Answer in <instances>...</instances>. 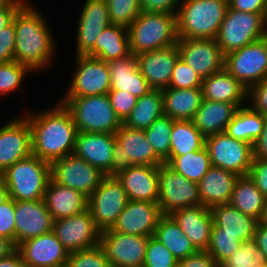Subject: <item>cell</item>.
Wrapping results in <instances>:
<instances>
[{
	"label": "cell",
	"mask_w": 267,
	"mask_h": 267,
	"mask_svg": "<svg viewBox=\"0 0 267 267\" xmlns=\"http://www.w3.org/2000/svg\"><path fill=\"white\" fill-rule=\"evenodd\" d=\"M31 129L32 154L52 164L73 154L77 129L70 111L60 101L53 108L26 114Z\"/></svg>",
	"instance_id": "6da1fadb"
},
{
	"label": "cell",
	"mask_w": 267,
	"mask_h": 267,
	"mask_svg": "<svg viewBox=\"0 0 267 267\" xmlns=\"http://www.w3.org/2000/svg\"><path fill=\"white\" fill-rule=\"evenodd\" d=\"M28 1L12 19L16 34L14 60L36 72L50 65L56 43L45 17Z\"/></svg>",
	"instance_id": "7a4b0ae2"
},
{
	"label": "cell",
	"mask_w": 267,
	"mask_h": 267,
	"mask_svg": "<svg viewBox=\"0 0 267 267\" xmlns=\"http://www.w3.org/2000/svg\"><path fill=\"white\" fill-rule=\"evenodd\" d=\"M225 0H182L177 11L178 39H215L225 18Z\"/></svg>",
	"instance_id": "3957f363"
},
{
	"label": "cell",
	"mask_w": 267,
	"mask_h": 267,
	"mask_svg": "<svg viewBox=\"0 0 267 267\" xmlns=\"http://www.w3.org/2000/svg\"><path fill=\"white\" fill-rule=\"evenodd\" d=\"M127 29L134 55L172 46L178 40L177 13L141 11Z\"/></svg>",
	"instance_id": "277c9868"
},
{
	"label": "cell",
	"mask_w": 267,
	"mask_h": 267,
	"mask_svg": "<svg viewBox=\"0 0 267 267\" xmlns=\"http://www.w3.org/2000/svg\"><path fill=\"white\" fill-rule=\"evenodd\" d=\"M0 176L10 198L17 201L40 200L51 178V164L31 154L8 167Z\"/></svg>",
	"instance_id": "5b68a950"
},
{
	"label": "cell",
	"mask_w": 267,
	"mask_h": 267,
	"mask_svg": "<svg viewBox=\"0 0 267 267\" xmlns=\"http://www.w3.org/2000/svg\"><path fill=\"white\" fill-rule=\"evenodd\" d=\"M60 102L70 111L77 132L115 134L123 124L107 94L63 97Z\"/></svg>",
	"instance_id": "8992f818"
},
{
	"label": "cell",
	"mask_w": 267,
	"mask_h": 267,
	"mask_svg": "<svg viewBox=\"0 0 267 267\" xmlns=\"http://www.w3.org/2000/svg\"><path fill=\"white\" fill-rule=\"evenodd\" d=\"M115 137L111 176H116L133 165L159 166L165 163L155 153L144 131L131 129L122 124Z\"/></svg>",
	"instance_id": "52a82bcc"
},
{
	"label": "cell",
	"mask_w": 267,
	"mask_h": 267,
	"mask_svg": "<svg viewBox=\"0 0 267 267\" xmlns=\"http://www.w3.org/2000/svg\"><path fill=\"white\" fill-rule=\"evenodd\" d=\"M265 36L266 23L262 14L242 12L228 6L215 40L226 55Z\"/></svg>",
	"instance_id": "ba28073f"
},
{
	"label": "cell",
	"mask_w": 267,
	"mask_h": 267,
	"mask_svg": "<svg viewBox=\"0 0 267 267\" xmlns=\"http://www.w3.org/2000/svg\"><path fill=\"white\" fill-rule=\"evenodd\" d=\"M224 68L245 89L267 78V36L225 55Z\"/></svg>",
	"instance_id": "9c48e42d"
},
{
	"label": "cell",
	"mask_w": 267,
	"mask_h": 267,
	"mask_svg": "<svg viewBox=\"0 0 267 267\" xmlns=\"http://www.w3.org/2000/svg\"><path fill=\"white\" fill-rule=\"evenodd\" d=\"M157 203L163 215L178 209L203 205L198 184L175 172L166 163L159 165Z\"/></svg>",
	"instance_id": "30bf717a"
},
{
	"label": "cell",
	"mask_w": 267,
	"mask_h": 267,
	"mask_svg": "<svg viewBox=\"0 0 267 267\" xmlns=\"http://www.w3.org/2000/svg\"><path fill=\"white\" fill-rule=\"evenodd\" d=\"M129 199L116 176L105 175L88 198L87 208L101 230L112 228Z\"/></svg>",
	"instance_id": "8fae6325"
},
{
	"label": "cell",
	"mask_w": 267,
	"mask_h": 267,
	"mask_svg": "<svg viewBox=\"0 0 267 267\" xmlns=\"http://www.w3.org/2000/svg\"><path fill=\"white\" fill-rule=\"evenodd\" d=\"M205 148L212 166L231 171L238 176L248 175L254 158L251 144L222 132L206 137Z\"/></svg>",
	"instance_id": "7c38bea8"
},
{
	"label": "cell",
	"mask_w": 267,
	"mask_h": 267,
	"mask_svg": "<svg viewBox=\"0 0 267 267\" xmlns=\"http://www.w3.org/2000/svg\"><path fill=\"white\" fill-rule=\"evenodd\" d=\"M75 56V75L64 97L108 94L111 89V82L107 62L88 55Z\"/></svg>",
	"instance_id": "4fadbf2b"
},
{
	"label": "cell",
	"mask_w": 267,
	"mask_h": 267,
	"mask_svg": "<svg viewBox=\"0 0 267 267\" xmlns=\"http://www.w3.org/2000/svg\"><path fill=\"white\" fill-rule=\"evenodd\" d=\"M105 176L87 161L67 155L51 164V178L60 185L81 192L89 198Z\"/></svg>",
	"instance_id": "5bb4252c"
},
{
	"label": "cell",
	"mask_w": 267,
	"mask_h": 267,
	"mask_svg": "<svg viewBox=\"0 0 267 267\" xmlns=\"http://www.w3.org/2000/svg\"><path fill=\"white\" fill-rule=\"evenodd\" d=\"M52 231L69 253L100 244L101 230L88 208L79 214L54 220Z\"/></svg>",
	"instance_id": "9a60e30c"
},
{
	"label": "cell",
	"mask_w": 267,
	"mask_h": 267,
	"mask_svg": "<svg viewBox=\"0 0 267 267\" xmlns=\"http://www.w3.org/2000/svg\"><path fill=\"white\" fill-rule=\"evenodd\" d=\"M148 238L106 229L101 231L100 245L111 267H143Z\"/></svg>",
	"instance_id": "2e32d148"
},
{
	"label": "cell",
	"mask_w": 267,
	"mask_h": 267,
	"mask_svg": "<svg viewBox=\"0 0 267 267\" xmlns=\"http://www.w3.org/2000/svg\"><path fill=\"white\" fill-rule=\"evenodd\" d=\"M179 58L202 79L224 69L225 55L215 39H178Z\"/></svg>",
	"instance_id": "e0dca14e"
},
{
	"label": "cell",
	"mask_w": 267,
	"mask_h": 267,
	"mask_svg": "<svg viewBox=\"0 0 267 267\" xmlns=\"http://www.w3.org/2000/svg\"><path fill=\"white\" fill-rule=\"evenodd\" d=\"M31 154V129L25 116L0 127V174Z\"/></svg>",
	"instance_id": "ac0fdd59"
},
{
	"label": "cell",
	"mask_w": 267,
	"mask_h": 267,
	"mask_svg": "<svg viewBox=\"0 0 267 267\" xmlns=\"http://www.w3.org/2000/svg\"><path fill=\"white\" fill-rule=\"evenodd\" d=\"M17 250L26 267H60L67 264L69 256L53 231L25 240Z\"/></svg>",
	"instance_id": "d6986e66"
},
{
	"label": "cell",
	"mask_w": 267,
	"mask_h": 267,
	"mask_svg": "<svg viewBox=\"0 0 267 267\" xmlns=\"http://www.w3.org/2000/svg\"><path fill=\"white\" fill-rule=\"evenodd\" d=\"M162 216L158 203L129 200L110 229L122 234L150 237Z\"/></svg>",
	"instance_id": "ffe728a7"
},
{
	"label": "cell",
	"mask_w": 267,
	"mask_h": 267,
	"mask_svg": "<svg viewBox=\"0 0 267 267\" xmlns=\"http://www.w3.org/2000/svg\"><path fill=\"white\" fill-rule=\"evenodd\" d=\"M53 221L43 199L15 200V246L25 240L51 232Z\"/></svg>",
	"instance_id": "44dd1931"
},
{
	"label": "cell",
	"mask_w": 267,
	"mask_h": 267,
	"mask_svg": "<svg viewBox=\"0 0 267 267\" xmlns=\"http://www.w3.org/2000/svg\"><path fill=\"white\" fill-rule=\"evenodd\" d=\"M138 68L154 90L169 87L172 72L179 58L177 44L136 55Z\"/></svg>",
	"instance_id": "7402d4cb"
},
{
	"label": "cell",
	"mask_w": 267,
	"mask_h": 267,
	"mask_svg": "<svg viewBox=\"0 0 267 267\" xmlns=\"http://www.w3.org/2000/svg\"><path fill=\"white\" fill-rule=\"evenodd\" d=\"M115 134L77 132L73 154L111 176Z\"/></svg>",
	"instance_id": "603a6c76"
},
{
	"label": "cell",
	"mask_w": 267,
	"mask_h": 267,
	"mask_svg": "<svg viewBox=\"0 0 267 267\" xmlns=\"http://www.w3.org/2000/svg\"><path fill=\"white\" fill-rule=\"evenodd\" d=\"M116 177L122 183L129 200L157 203L159 166L133 165Z\"/></svg>",
	"instance_id": "cb8c5ba5"
},
{
	"label": "cell",
	"mask_w": 267,
	"mask_h": 267,
	"mask_svg": "<svg viewBox=\"0 0 267 267\" xmlns=\"http://www.w3.org/2000/svg\"><path fill=\"white\" fill-rule=\"evenodd\" d=\"M197 251H206L213 226L209 207L198 205L175 210L170 214Z\"/></svg>",
	"instance_id": "d4e9b609"
},
{
	"label": "cell",
	"mask_w": 267,
	"mask_h": 267,
	"mask_svg": "<svg viewBox=\"0 0 267 267\" xmlns=\"http://www.w3.org/2000/svg\"><path fill=\"white\" fill-rule=\"evenodd\" d=\"M110 70V90H121L140 98L153 90L138 68L136 55L107 62Z\"/></svg>",
	"instance_id": "484cf974"
},
{
	"label": "cell",
	"mask_w": 267,
	"mask_h": 267,
	"mask_svg": "<svg viewBox=\"0 0 267 267\" xmlns=\"http://www.w3.org/2000/svg\"><path fill=\"white\" fill-rule=\"evenodd\" d=\"M43 201L53 220L79 214L87 209L88 198L81 192L49 179Z\"/></svg>",
	"instance_id": "4316f807"
},
{
	"label": "cell",
	"mask_w": 267,
	"mask_h": 267,
	"mask_svg": "<svg viewBox=\"0 0 267 267\" xmlns=\"http://www.w3.org/2000/svg\"><path fill=\"white\" fill-rule=\"evenodd\" d=\"M203 99L215 102H227L237 108L247 102V89L225 68L203 79L201 84Z\"/></svg>",
	"instance_id": "83f0119b"
},
{
	"label": "cell",
	"mask_w": 267,
	"mask_h": 267,
	"mask_svg": "<svg viewBox=\"0 0 267 267\" xmlns=\"http://www.w3.org/2000/svg\"><path fill=\"white\" fill-rule=\"evenodd\" d=\"M238 177L236 173L211 166L198 183L203 206L228 204Z\"/></svg>",
	"instance_id": "f1b7e54d"
},
{
	"label": "cell",
	"mask_w": 267,
	"mask_h": 267,
	"mask_svg": "<svg viewBox=\"0 0 267 267\" xmlns=\"http://www.w3.org/2000/svg\"><path fill=\"white\" fill-rule=\"evenodd\" d=\"M237 109L234 104L203 99L192 122L206 138L225 132Z\"/></svg>",
	"instance_id": "f546056e"
},
{
	"label": "cell",
	"mask_w": 267,
	"mask_h": 267,
	"mask_svg": "<svg viewBox=\"0 0 267 267\" xmlns=\"http://www.w3.org/2000/svg\"><path fill=\"white\" fill-rule=\"evenodd\" d=\"M213 224L220 228V234L236 235L242 242L254 238L257 220L243 214L228 204L210 207Z\"/></svg>",
	"instance_id": "4dcf8cb0"
},
{
	"label": "cell",
	"mask_w": 267,
	"mask_h": 267,
	"mask_svg": "<svg viewBox=\"0 0 267 267\" xmlns=\"http://www.w3.org/2000/svg\"><path fill=\"white\" fill-rule=\"evenodd\" d=\"M163 112L173 120H192L201 106V88H166L162 90Z\"/></svg>",
	"instance_id": "1f68e13d"
},
{
	"label": "cell",
	"mask_w": 267,
	"mask_h": 267,
	"mask_svg": "<svg viewBox=\"0 0 267 267\" xmlns=\"http://www.w3.org/2000/svg\"><path fill=\"white\" fill-rule=\"evenodd\" d=\"M130 54L127 27L110 24L101 32L95 46L86 55L109 62Z\"/></svg>",
	"instance_id": "d6a6232c"
},
{
	"label": "cell",
	"mask_w": 267,
	"mask_h": 267,
	"mask_svg": "<svg viewBox=\"0 0 267 267\" xmlns=\"http://www.w3.org/2000/svg\"><path fill=\"white\" fill-rule=\"evenodd\" d=\"M267 198L249 175L239 176L234 184L229 204L243 214L260 220Z\"/></svg>",
	"instance_id": "836d02e7"
},
{
	"label": "cell",
	"mask_w": 267,
	"mask_h": 267,
	"mask_svg": "<svg viewBox=\"0 0 267 267\" xmlns=\"http://www.w3.org/2000/svg\"><path fill=\"white\" fill-rule=\"evenodd\" d=\"M266 116L244 105L236 110L225 132L231 138L253 146L262 133Z\"/></svg>",
	"instance_id": "e575fe53"
},
{
	"label": "cell",
	"mask_w": 267,
	"mask_h": 267,
	"mask_svg": "<svg viewBox=\"0 0 267 267\" xmlns=\"http://www.w3.org/2000/svg\"><path fill=\"white\" fill-rule=\"evenodd\" d=\"M153 236L164 244L178 261L197 251L170 215L160 218Z\"/></svg>",
	"instance_id": "d590c367"
},
{
	"label": "cell",
	"mask_w": 267,
	"mask_h": 267,
	"mask_svg": "<svg viewBox=\"0 0 267 267\" xmlns=\"http://www.w3.org/2000/svg\"><path fill=\"white\" fill-rule=\"evenodd\" d=\"M162 90H151L148 94L137 98L136 105L123 125L136 130L145 131L159 117L163 116Z\"/></svg>",
	"instance_id": "8d00e7d4"
},
{
	"label": "cell",
	"mask_w": 267,
	"mask_h": 267,
	"mask_svg": "<svg viewBox=\"0 0 267 267\" xmlns=\"http://www.w3.org/2000/svg\"><path fill=\"white\" fill-rule=\"evenodd\" d=\"M205 147V137L192 120H174L170 135V155L179 156Z\"/></svg>",
	"instance_id": "74e56055"
},
{
	"label": "cell",
	"mask_w": 267,
	"mask_h": 267,
	"mask_svg": "<svg viewBox=\"0 0 267 267\" xmlns=\"http://www.w3.org/2000/svg\"><path fill=\"white\" fill-rule=\"evenodd\" d=\"M175 172L198 184L211 165L210 156L204 147L199 151L189 152L179 156H169L164 161Z\"/></svg>",
	"instance_id": "f35d334b"
},
{
	"label": "cell",
	"mask_w": 267,
	"mask_h": 267,
	"mask_svg": "<svg viewBox=\"0 0 267 267\" xmlns=\"http://www.w3.org/2000/svg\"><path fill=\"white\" fill-rule=\"evenodd\" d=\"M173 119L167 115L157 118L144 132L155 153L165 161L170 155V135Z\"/></svg>",
	"instance_id": "ab89813d"
},
{
	"label": "cell",
	"mask_w": 267,
	"mask_h": 267,
	"mask_svg": "<svg viewBox=\"0 0 267 267\" xmlns=\"http://www.w3.org/2000/svg\"><path fill=\"white\" fill-rule=\"evenodd\" d=\"M266 263L265 255L260 251L253 238L243 241L241 247L219 267H261Z\"/></svg>",
	"instance_id": "60d3db41"
},
{
	"label": "cell",
	"mask_w": 267,
	"mask_h": 267,
	"mask_svg": "<svg viewBox=\"0 0 267 267\" xmlns=\"http://www.w3.org/2000/svg\"><path fill=\"white\" fill-rule=\"evenodd\" d=\"M242 245V241L236 235L220 234V228L214 224L211 229L210 243L207 252L219 266L223 264Z\"/></svg>",
	"instance_id": "b9f144b4"
},
{
	"label": "cell",
	"mask_w": 267,
	"mask_h": 267,
	"mask_svg": "<svg viewBox=\"0 0 267 267\" xmlns=\"http://www.w3.org/2000/svg\"><path fill=\"white\" fill-rule=\"evenodd\" d=\"M30 71L34 72L29 66L15 60L0 63V95H7L17 90Z\"/></svg>",
	"instance_id": "7bdbcfd3"
},
{
	"label": "cell",
	"mask_w": 267,
	"mask_h": 267,
	"mask_svg": "<svg viewBox=\"0 0 267 267\" xmlns=\"http://www.w3.org/2000/svg\"><path fill=\"white\" fill-rule=\"evenodd\" d=\"M111 24L129 27L141 12L139 0H106Z\"/></svg>",
	"instance_id": "ee69618b"
},
{
	"label": "cell",
	"mask_w": 267,
	"mask_h": 267,
	"mask_svg": "<svg viewBox=\"0 0 267 267\" xmlns=\"http://www.w3.org/2000/svg\"><path fill=\"white\" fill-rule=\"evenodd\" d=\"M106 0H86L77 26L107 27L110 25Z\"/></svg>",
	"instance_id": "f6af8a7d"
},
{
	"label": "cell",
	"mask_w": 267,
	"mask_h": 267,
	"mask_svg": "<svg viewBox=\"0 0 267 267\" xmlns=\"http://www.w3.org/2000/svg\"><path fill=\"white\" fill-rule=\"evenodd\" d=\"M178 260L154 236L148 238L143 267H177Z\"/></svg>",
	"instance_id": "bcb514c9"
},
{
	"label": "cell",
	"mask_w": 267,
	"mask_h": 267,
	"mask_svg": "<svg viewBox=\"0 0 267 267\" xmlns=\"http://www.w3.org/2000/svg\"><path fill=\"white\" fill-rule=\"evenodd\" d=\"M68 267H111L104 249L98 246L69 253Z\"/></svg>",
	"instance_id": "7dc6e473"
},
{
	"label": "cell",
	"mask_w": 267,
	"mask_h": 267,
	"mask_svg": "<svg viewBox=\"0 0 267 267\" xmlns=\"http://www.w3.org/2000/svg\"><path fill=\"white\" fill-rule=\"evenodd\" d=\"M203 79L181 58L176 61L169 87L167 88H201Z\"/></svg>",
	"instance_id": "c3c4849f"
},
{
	"label": "cell",
	"mask_w": 267,
	"mask_h": 267,
	"mask_svg": "<svg viewBox=\"0 0 267 267\" xmlns=\"http://www.w3.org/2000/svg\"><path fill=\"white\" fill-rule=\"evenodd\" d=\"M107 95L117 117L123 123L134 109L137 98L121 90H109Z\"/></svg>",
	"instance_id": "681fc988"
},
{
	"label": "cell",
	"mask_w": 267,
	"mask_h": 267,
	"mask_svg": "<svg viewBox=\"0 0 267 267\" xmlns=\"http://www.w3.org/2000/svg\"><path fill=\"white\" fill-rule=\"evenodd\" d=\"M106 27L77 26L76 55H86Z\"/></svg>",
	"instance_id": "f907efd6"
},
{
	"label": "cell",
	"mask_w": 267,
	"mask_h": 267,
	"mask_svg": "<svg viewBox=\"0 0 267 267\" xmlns=\"http://www.w3.org/2000/svg\"><path fill=\"white\" fill-rule=\"evenodd\" d=\"M0 236L15 244V200L9 198L0 205Z\"/></svg>",
	"instance_id": "816d5d0a"
},
{
	"label": "cell",
	"mask_w": 267,
	"mask_h": 267,
	"mask_svg": "<svg viewBox=\"0 0 267 267\" xmlns=\"http://www.w3.org/2000/svg\"><path fill=\"white\" fill-rule=\"evenodd\" d=\"M15 43V26L12 21L0 31V63L14 61Z\"/></svg>",
	"instance_id": "f5cc1de1"
},
{
	"label": "cell",
	"mask_w": 267,
	"mask_h": 267,
	"mask_svg": "<svg viewBox=\"0 0 267 267\" xmlns=\"http://www.w3.org/2000/svg\"><path fill=\"white\" fill-rule=\"evenodd\" d=\"M249 106L263 115H267V78L247 90Z\"/></svg>",
	"instance_id": "db71d44e"
},
{
	"label": "cell",
	"mask_w": 267,
	"mask_h": 267,
	"mask_svg": "<svg viewBox=\"0 0 267 267\" xmlns=\"http://www.w3.org/2000/svg\"><path fill=\"white\" fill-rule=\"evenodd\" d=\"M248 175L254 181L257 188L267 198V160L253 158Z\"/></svg>",
	"instance_id": "11a10c76"
},
{
	"label": "cell",
	"mask_w": 267,
	"mask_h": 267,
	"mask_svg": "<svg viewBox=\"0 0 267 267\" xmlns=\"http://www.w3.org/2000/svg\"><path fill=\"white\" fill-rule=\"evenodd\" d=\"M181 0H139L141 11L177 13Z\"/></svg>",
	"instance_id": "9f6ffc18"
},
{
	"label": "cell",
	"mask_w": 267,
	"mask_h": 267,
	"mask_svg": "<svg viewBox=\"0 0 267 267\" xmlns=\"http://www.w3.org/2000/svg\"><path fill=\"white\" fill-rule=\"evenodd\" d=\"M215 260L207 251H196L188 257L181 259L177 267H217Z\"/></svg>",
	"instance_id": "6f0895ef"
},
{
	"label": "cell",
	"mask_w": 267,
	"mask_h": 267,
	"mask_svg": "<svg viewBox=\"0 0 267 267\" xmlns=\"http://www.w3.org/2000/svg\"><path fill=\"white\" fill-rule=\"evenodd\" d=\"M228 6L234 10L262 14L265 16L267 0H230Z\"/></svg>",
	"instance_id": "680465c9"
},
{
	"label": "cell",
	"mask_w": 267,
	"mask_h": 267,
	"mask_svg": "<svg viewBox=\"0 0 267 267\" xmlns=\"http://www.w3.org/2000/svg\"><path fill=\"white\" fill-rule=\"evenodd\" d=\"M26 1L10 0L5 6L0 8V31L12 22L14 14Z\"/></svg>",
	"instance_id": "91938a15"
},
{
	"label": "cell",
	"mask_w": 267,
	"mask_h": 267,
	"mask_svg": "<svg viewBox=\"0 0 267 267\" xmlns=\"http://www.w3.org/2000/svg\"><path fill=\"white\" fill-rule=\"evenodd\" d=\"M254 158L267 160V116L263 125V130L259 138L253 145Z\"/></svg>",
	"instance_id": "94428289"
},
{
	"label": "cell",
	"mask_w": 267,
	"mask_h": 267,
	"mask_svg": "<svg viewBox=\"0 0 267 267\" xmlns=\"http://www.w3.org/2000/svg\"><path fill=\"white\" fill-rule=\"evenodd\" d=\"M254 239L260 248V251L265 255L267 259V225L260 223L259 221L255 227Z\"/></svg>",
	"instance_id": "6125c7cd"
},
{
	"label": "cell",
	"mask_w": 267,
	"mask_h": 267,
	"mask_svg": "<svg viewBox=\"0 0 267 267\" xmlns=\"http://www.w3.org/2000/svg\"><path fill=\"white\" fill-rule=\"evenodd\" d=\"M0 267H26L23 263L21 254L16 249L9 256L0 259Z\"/></svg>",
	"instance_id": "be15d7a7"
},
{
	"label": "cell",
	"mask_w": 267,
	"mask_h": 267,
	"mask_svg": "<svg viewBox=\"0 0 267 267\" xmlns=\"http://www.w3.org/2000/svg\"><path fill=\"white\" fill-rule=\"evenodd\" d=\"M16 249L17 247L10 239L0 236V259L9 256Z\"/></svg>",
	"instance_id": "e7e4bbea"
},
{
	"label": "cell",
	"mask_w": 267,
	"mask_h": 267,
	"mask_svg": "<svg viewBox=\"0 0 267 267\" xmlns=\"http://www.w3.org/2000/svg\"><path fill=\"white\" fill-rule=\"evenodd\" d=\"M10 198L4 179L0 176V205Z\"/></svg>",
	"instance_id": "03108f58"
},
{
	"label": "cell",
	"mask_w": 267,
	"mask_h": 267,
	"mask_svg": "<svg viewBox=\"0 0 267 267\" xmlns=\"http://www.w3.org/2000/svg\"><path fill=\"white\" fill-rule=\"evenodd\" d=\"M259 222L264 224V225H267V200H266L265 206L263 208V212H262V215H261Z\"/></svg>",
	"instance_id": "003e7915"
},
{
	"label": "cell",
	"mask_w": 267,
	"mask_h": 267,
	"mask_svg": "<svg viewBox=\"0 0 267 267\" xmlns=\"http://www.w3.org/2000/svg\"><path fill=\"white\" fill-rule=\"evenodd\" d=\"M10 0H0V8L5 6Z\"/></svg>",
	"instance_id": "a7ac6f4b"
},
{
	"label": "cell",
	"mask_w": 267,
	"mask_h": 267,
	"mask_svg": "<svg viewBox=\"0 0 267 267\" xmlns=\"http://www.w3.org/2000/svg\"><path fill=\"white\" fill-rule=\"evenodd\" d=\"M264 20H265V23H266V36H267V14H265Z\"/></svg>",
	"instance_id": "89a4df30"
}]
</instances>
